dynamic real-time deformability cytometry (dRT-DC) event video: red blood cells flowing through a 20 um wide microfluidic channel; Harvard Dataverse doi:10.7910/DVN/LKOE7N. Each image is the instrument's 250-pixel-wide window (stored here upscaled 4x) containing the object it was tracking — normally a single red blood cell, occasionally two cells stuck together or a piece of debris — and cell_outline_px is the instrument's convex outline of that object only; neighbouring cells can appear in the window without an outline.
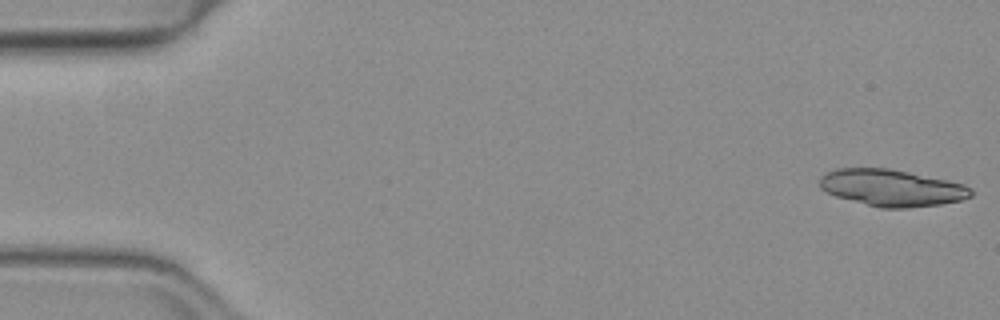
{"species": "common noctule bat (a hibernating species)", "species_latin": "Nyctalus noctula", "temperature_condition": "warm", "stored_images_in_passage": 52, "camera_frame_rate_fps": 3000, "um_per_image_px": 0.085, "animal": {"sex": "female", "body_mass_g": 19.3, "forearm_length_mm": 54.1}, "frame": {"image": 1, "passage_image": 1, "time_ms": 0.0, "image_size_px": [1000, 320], "cell_outline_px": [[972, 196], [960, 200], [940, 204], [908, 208], [880, 208], [836, 196], [820, 188], [820, 176], [836, 168], [888, 168], [948, 180], [964, 184], [972, 188]], "centroid_in_image_um": [75.81, 15.96], "position_along_channel_um": 9.2, "area_um2": 32.25}}
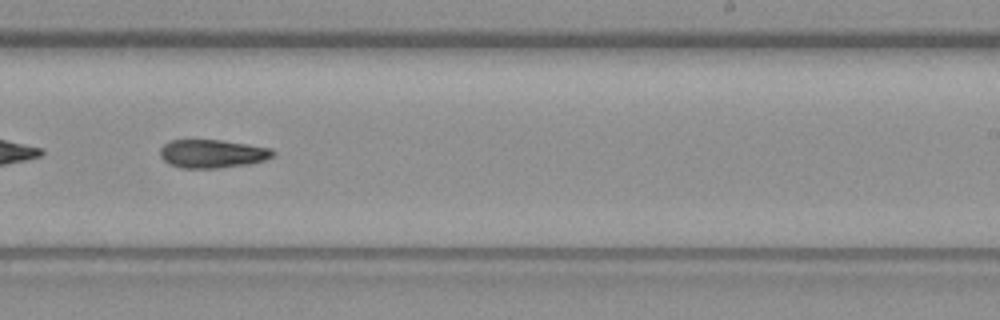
{"frame": {"image": 2, "passage_image": 32, "time_ms": 10.333, "image_size_px": [1000, 320], "cell_outline_px": [[276, 156], [264, 160], [248, 164], [220, 168], [180, 168], [168, 164], [160, 156], [160, 148], [168, 140], [220, 140], [248, 144], [272, 148], [276, 152]], "centroid_in_image_um": [18.06, 13.07], "position_along_channel_um": 270.9, "area_um2": 18.9}}
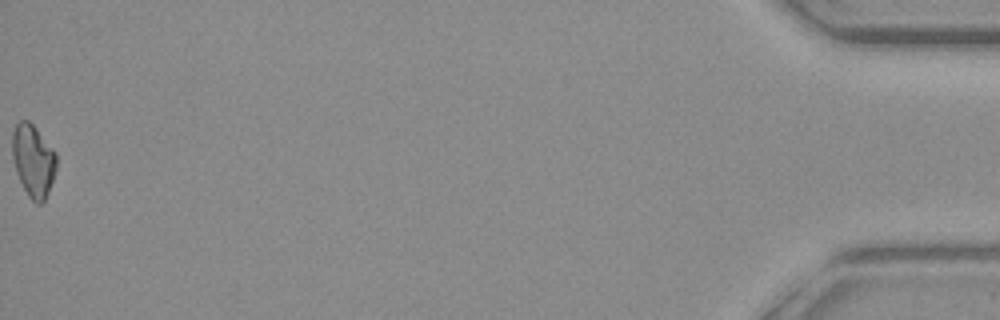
{"frame": {"image": 3, "passage_image": 52, "time_ms": 17.0, "image_size_px": [1000, 320], "cell_outline_px": [[56, 168], [48, 192], [44, 200], [40, 204], [36, 204], [28, 196], [16, 172], [12, 156], [12, 132], [16, 124], [20, 120], [28, 120], [36, 128], [56, 152]], "centroid_in_image_um": [2.81, 13.63], "position_along_channel_um": 432.4, "area_um2": 18.5}, "authors_computed_cell_mechanics": {"area_um2": 19.5942, "velocity_mm_per_s": 4.0029, "shape_relaxation_time_tau1_ms": 7.5137, "shape_relaxation_time_tau2_ms": null, "deformation_change_tau1": 0.1904, "deformation_change_tau2": null}}